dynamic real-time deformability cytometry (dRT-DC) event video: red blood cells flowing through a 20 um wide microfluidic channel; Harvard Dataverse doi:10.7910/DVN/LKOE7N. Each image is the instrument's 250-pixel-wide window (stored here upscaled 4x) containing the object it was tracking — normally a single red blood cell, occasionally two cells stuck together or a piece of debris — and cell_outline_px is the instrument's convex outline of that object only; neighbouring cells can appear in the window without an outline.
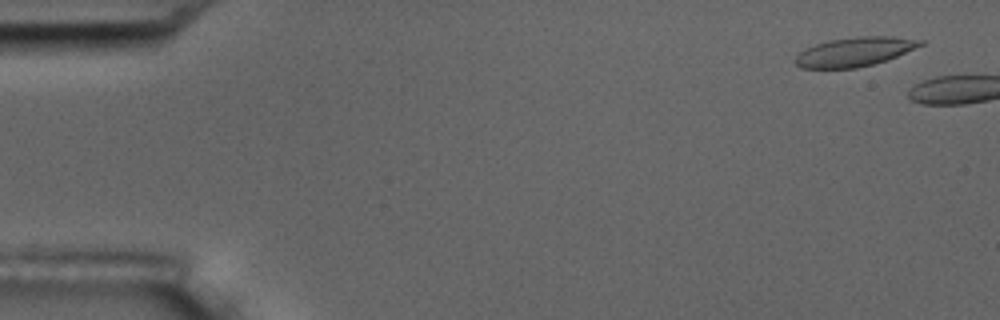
{"species": "common noctule bat (a hibernating species)", "species_latin": "Nyctalus noctula", "temperature_condition": "room temperature", "stored_images_in_passage": 4, "camera_frame_rate_fps": 3000, "um_per_image_px": 0.085, "animal": {"sex": "male", "body_mass_g": 17.5, "forearm_length_mm": 52.3}, "frame": {"image": 1, "passage_image": 1, "time_ms": 0.0, "image_size_px": [1000, 320], "cell_outline_px": [[928, 40], [924, 44], [896, 56], [872, 64], [856, 68], [800, 68], [792, 60], [804, 48], [828, 40], [856, 36], [892, 36]], "centroid_in_image_um": [72.63, 4.38], "position_along_channel_um": 12.4, "area_um2": 21.33}}